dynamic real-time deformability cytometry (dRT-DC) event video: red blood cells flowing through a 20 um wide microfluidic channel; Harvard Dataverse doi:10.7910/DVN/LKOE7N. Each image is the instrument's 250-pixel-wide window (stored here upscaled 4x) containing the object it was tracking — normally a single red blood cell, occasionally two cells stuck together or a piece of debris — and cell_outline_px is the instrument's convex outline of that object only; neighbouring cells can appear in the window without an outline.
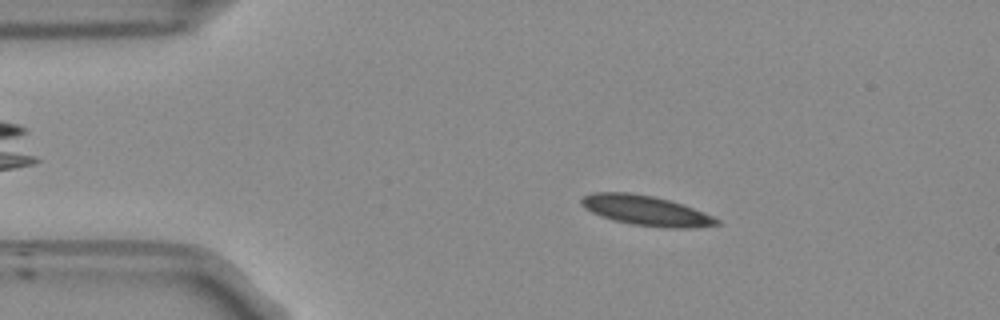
{"species": "Egyptian fruit bat (a non-hibernating species)", "species_latin": "Rousettus aegyptiacus", "temperature_condition": "room temperature", "stored_images_in_passage": 45, "camera_frame_rate_fps": 3000, "um_per_image_px": 0.085, "frame": {"image": 1, "passage_image": 8, "time_ms": 2.333, "image_size_px": [1000, 320], "cell_outline_px": [[720, 224], [688, 228], [668, 228], [632, 224], [616, 220], [592, 212], [580, 204], [580, 200], [584, 196], [596, 192], [628, 192], [652, 196], [668, 200], [704, 212], [720, 220]], "centroid_in_image_um": [54.91, 17.89], "position_along_channel_um": 30.1, "area_um2": 23.12}}
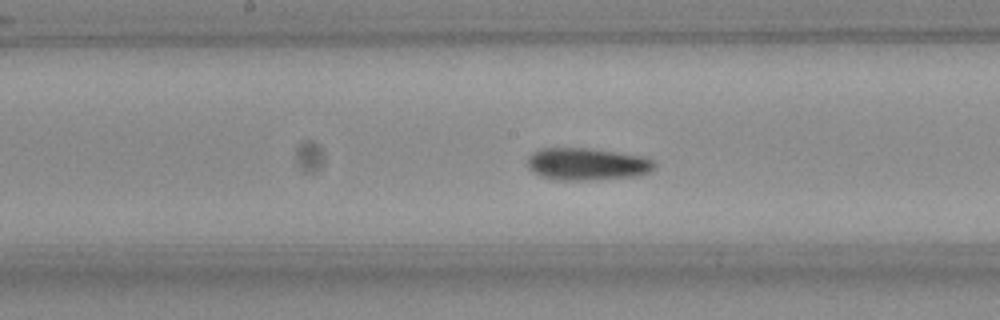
{"frame": {"image": 2, "passage_image": 25, "time_ms": 8.0, "image_size_px": [1000, 320], "cell_outline_px": [[656, 164], [648, 172], [640, 176], [596, 180], [560, 180], [540, 176], [532, 172], [528, 168], [528, 156], [532, 152], [540, 148], [588, 148], [616, 152], [640, 156], [652, 160]], "centroid_in_image_um": [49.86, 13.95], "position_along_channel_um": 198.3, "area_um2": 23.99}}
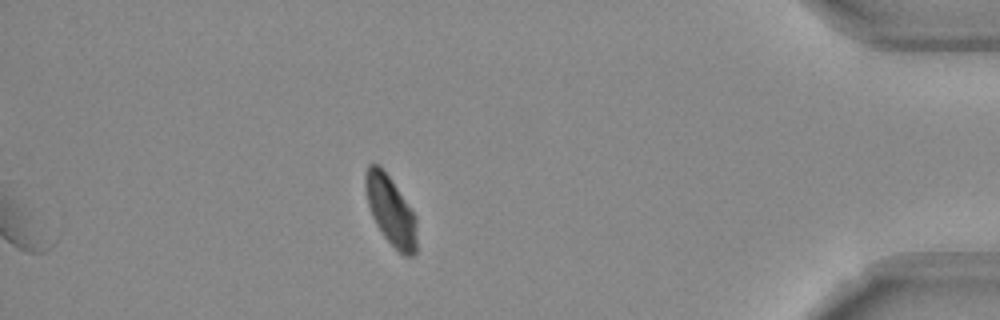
{"frame": {"image": 3, "passage_image": 45, "time_ms": 14.667, "image_size_px": [1000, 320], "cell_outline_px": [[416, 252], [412, 256], [404, 256], [384, 236], [376, 224], [372, 216], [368, 204], [364, 188], [364, 176], [368, 164], [380, 164], [416, 216]], "centroid_in_image_um": [33.18, 17.87], "position_along_channel_um": 402.0, "area_um2": 20.52}, "authors_computed_cell_mechanics": {"area_um2": 22.7732, "velocity_mm_per_s": 3.7713, "shape_relaxation_time_tau1_ms": 7.1477, "shape_relaxation_time_tau2_ms": 5.1368, "deformation_change_tau1": 0.1522, "deformation_change_tau2": 0.0835}}